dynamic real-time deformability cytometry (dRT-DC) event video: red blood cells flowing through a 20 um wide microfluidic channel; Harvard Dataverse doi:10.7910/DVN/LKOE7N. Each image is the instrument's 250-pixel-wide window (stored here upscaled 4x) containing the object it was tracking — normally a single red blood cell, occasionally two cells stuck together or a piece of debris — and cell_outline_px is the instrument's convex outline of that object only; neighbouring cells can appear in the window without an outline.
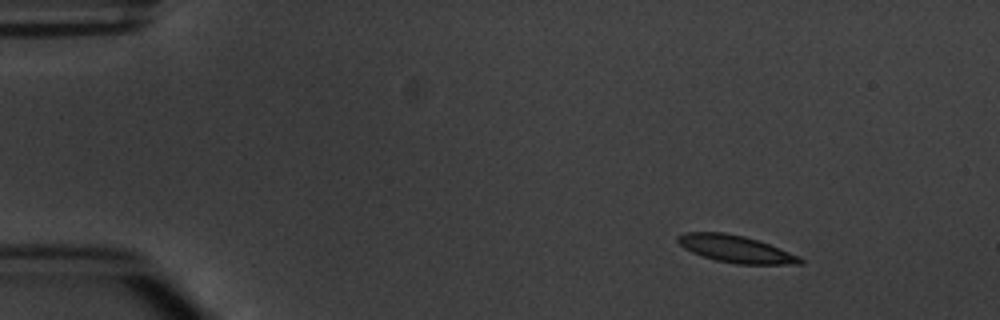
{"species": "common noctule bat (a hibernating species)", "species_latin": "Nyctalus noctula", "temperature_condition": "warm", "stored_images_in_passage": 4, "camera_frame_rate_fps": 3000, "um_per_image_px": 0.085, "animal": {"sex": "male", "body_mass_g": 20.1, "forearm_length_mm": 53.5}, "frame": {"image": 1, "passage_image": 1, "time_ms": 0.0, "image_size_px": [1000, 320], "cell_outline_px": [[804, 264], [736, 264], [716, 260], [692, 252], [684, 248], [676, 240], [676, 236], [688, 232], [724, 232], [744, 236], [768, 244], [800, 256], [804, 260]], "centroid_in_image_um": [62.54, 21.16], "position_along_channel_um": 22.5, "area_um2": 19.19}}
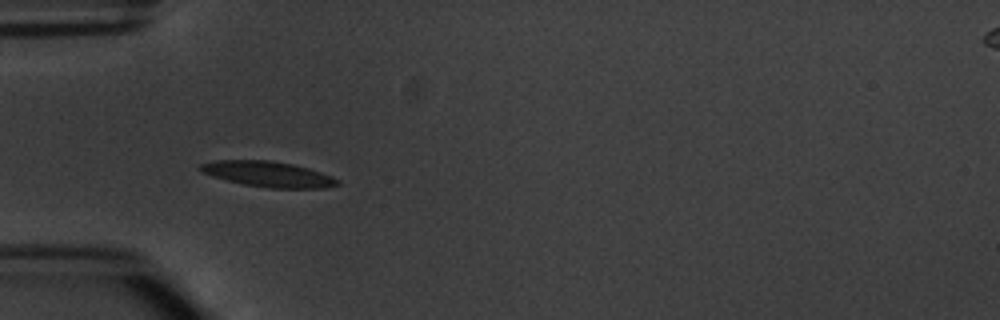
{"frame": {"image": 2, "passage_image": 3, "time_ms": 3.333, "image_size_px": [1000, 320], "cell_outline_px": [[340, 184], [324, 188], [268, 188], [244, 184], [212, 176], [196, 168], [200, 164], [216, 160], [268, 160], [292, 164], [308, 168], [332, 176], [340, 180]], "centroid_in_image_um": [22.8, 14.8], "position_along_channel_um": 62.2, "area_um2": 20.29}}